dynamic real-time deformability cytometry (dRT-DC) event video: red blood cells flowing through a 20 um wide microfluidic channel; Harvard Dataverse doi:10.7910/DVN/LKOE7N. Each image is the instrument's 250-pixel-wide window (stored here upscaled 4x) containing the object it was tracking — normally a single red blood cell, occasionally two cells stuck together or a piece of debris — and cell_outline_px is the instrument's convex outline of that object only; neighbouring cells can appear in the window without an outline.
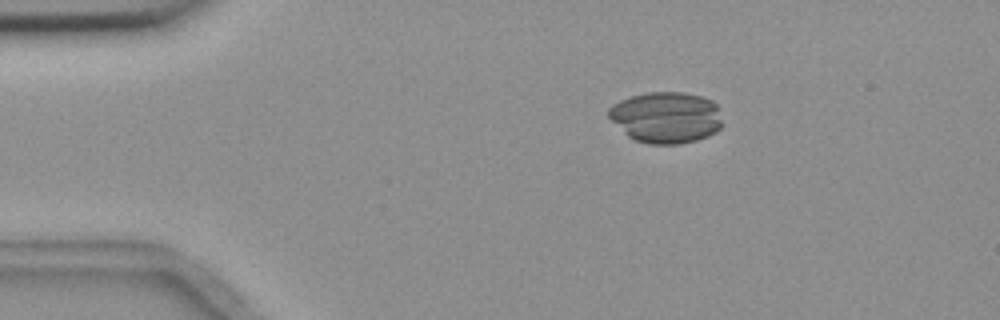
{"species": "common noctule bat (a hibernating species)", "species_latin": "Nyctalus noctula", "temperature_condition": "room temperature", "stored_images_in_passage": 4, "camera_frame_rate_fps": 3000, "um_per_image_px": 0.085, "animal": {"sex": "female", "body_mass_g": 18.4}, "frame": {"image": 1, "passage_image": 1, "time_ms": 0.0, "image_size_px": [1000, 320], "cell_outline_px": [[720, 128], [716, 132], [708, 136], [696, 140], [680, 144], [648, 144], [636, 140], [628, 136], [608, 116], [608, 108], [612, 104], [620, 100], [632, 96], [648, 92], [684, 92], [700, 96], [712, 100], [716, 104], [720, 120]], "centroid_in_image_um": [56.6, 9.98], "position_along_channel_um": 28.4, "area_um2": 33.87}}